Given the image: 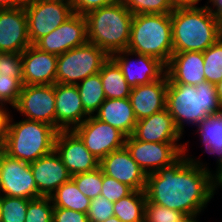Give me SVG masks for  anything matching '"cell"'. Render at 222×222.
Returning <instances> with one entry per match:
<instances>
[{
    "mask_svg": "<svg viewBox=\"0 0 222 222\" xmlns=\"http://www.w3.org/2000/svg\"><path fill=\"white\" fill-rule=\"evenodd\" d=\"M187 145L171 165L147 175L145 194L149 202L184 215L201 214L216 193V175L206 163L186 154Z\"/></svg>",
    "mask_w": 222,
    "mask_h": 222,
    "instance_id": "obj_1",
    "label": "cell"
},
{
    "mask_svg": "<svg viewBox=\"0 0 222 222\" xmlns=\"http://www.w3.org/2000/svg\"><path fill=\"white\" fill-rule=\"evenodd\" d=\"M166 109L183 135L186 124L198 125L210 115L222 111L215 84L204 81L196 86L173 84L168 79Z\"/></svg>",
    "mask_w": 222,
    "mask_h": 222,
    "instance_id": "obj_2",
    "label": "cell"
},
{
    "mask_svg": "<svg viewBox=\"0 0 222 222\" xmlns=\"http://www.w3.org/2000/svg\"><path fill=\"white\" fill-rule=\"evenodd\" d=\"M173 53L203 52L222 37V22L206 6L171 13Z\"/></svg>",
    "mask_w": 222,
    "mask_h": 222,
    "instance_id": "obj_3",
    "label": "cell"
},
{
    "mask_svg": "<svg viewBox=\"0 0 222 222\" xmlns=\"http://www.w3.org/2000/svg\"><path fill=\"white\" fill-rule=\"evenodd\" d=\"M84 16L89 43L100 47L109 56L127 49L134 15L123 3L115 2Z\"/></svg>",
    "mask_w": 222,
    "mask_h": 222,
    "instance_id": "obj_4",
    "label": "cell"
},
{
    "mask_svg": "<svg viewBox=\"0 0 222 222\" xmlns=\"http://www.w3.org/2000/svg\"><path fill=\"white\" fill-rule=\"evenodd\" d=\"M57 130L49 124L24 119L14 122L9 115L4 153L12 158L31 163L55 149Z\"/></svg>",
    "mask_w": 222,
    "mask_h": 222,
    "instance_id": "obj_5",
    "label": "cell"
},
{
    "mask_svg": "<svg viewBox=\"0 0 222 222\" xmlns=\"http://www.w3.org/2000/svg\"><path fill=\"white\" fill-rule=\"evenodd\" d=\"M127 50L155 57L167 65L173 54L170 13L134 15Z\"/></svg>",
    "mask_w": 222,
    "mask_h": 222,
    "instance_id": "obj_6",
    "label": "cell"
},
{
    "mask_svg": "<svg viewBox=\"0 0 222 222\" xmlns=\"http://www.w3.org/2000/svg\"><path fill=\"white\" fill-rule=\"evenodd\" d=\"M109 58L103 49L89 42L62 53L57 59L56 83L77 85L98 74Z\"/></svg>",
    "mask_w": 222,
    "mask_h": 222,
    "instance_id": "obj_7",
    "label": "cell"
},
{
    "mask_svg": "<svg viewBox=\"0 0 222 222\" xmlns=\"http://www.w3.org/2000/svg\"><path fill=\"white\" fill-rule=\"evenodd\" d=\"M24 9L31 44L51 33L74 14L70 4L55 1L26 0Z\"/></svg>",
    "mask_w": 222,
    "mask_h": 222,
    "instance_id": "obj_8",
    "label": "cell"
},
{
    "mask_svg": "<svg viewBox=\"0 0 222 222\" xmlns=\"http://www.w3.org/2000/svg\"><path fill=\"white\" fill-rule=\"evenodd\" d=\"M124 146L135 162L148 175L176 161L183 154L185 144L176 142H143L131 135L126 137Z\"/></svg>",
    "mask_w": 222,
    "mask_h": 222,
    "instance_id": "obj_9",
    "label": "cell"
},
{
    "mask_svg": "<svg viewBox=\"0 0 222 222\" xmlns=\"http://www.w3.org/2000/svg\"><path fill=\"white\" fill-rule=\"evenodd\" d=\"M73 131L99 161L112 151L121 149L125 145L126 136L122 132L97 119L94 115L89 116Z\"/></svg>",
    "mask_w": 222,
    "mask_h": 222,
    "instance_id": "obj_10",
    "label": "cell"
},
{
    "mask_svg": "<svg viewBox=\"0 0 222 222\" xmlns=\"http://www.w3.org/2000/svg\"><path fill=\"white\" fill-rule=\"evenodd\" d=\"M0 195L39 198L30 163L3 153L0 157Z\"/></svg>",
    "mask_w": 222,
    "mask_h": 222,
    "instance_id": "obj_11",
    "label": "cell"
},
{
    "mask_svg": "<svg viewBox=\"0 0 222 222\" xmlns=\"http://www.w3.org/2000/svg\"><path fill=\"white\" fill-rule=\"evenodd\" d=\"M54 84L23 85L17 104L13 107L27 120L39 121L56 129Z\"/></svg>",
    "mask_w": 222,
    "mask_h": 222,
    "instance_id": "obj_12",
    "label": "cell"
},
{
    "mask_svg": "<svg viewBox=\"0 0 222 222\" xmlns=\"http://www.w3.org/2000/svg\"><path fill=\"white\" fill-rule=\"evenodd\" d=\"M87 42L86 18L84 15L74 13L58 28L38 39L33 45L41 51L58 56Z\"/></svg>",
    "mask_w": 222,
    "mask_h": 222,
    "instance_id": "obj_13",
    "label": "cell"
},
{
    "mask_svg": "<svg viewBox=\"0 0 222 222\" xmlns=\"http://www.w3.org/2000/svg\"><path fill=\"white\" fill-rule=\"evenodd\" d=\"M133 55L138 59L131 60L129 56ZM110 58L118 65L131 88L159 80L166 74V65L149 55L133 53L126 49L111 54Z\"/></svg>",
    "mask_w": 222,
    "mask_h": 222,
    "instance_id": "obj_14",
    "label": "cell"
},
{
    "mask_svg": "<svg viewBox=\"0 0 222 222\" xmlns=\"http://www.w3.org/2000/svg\"><path fill=\"white\" fill-rule=\"evenodd\" d=\"M55 151L71 176L99 167L100 161L85 147L73 130H60L55 138Z\"/></svg>",
    "mask_w": 222,
    "mask_h": 222,
    "instance_id": "obj_15",
    "label": "cell"
},
{
    "mask_svg": "<svg viewBox=\"0 0 222 222\" xmlns=\"http://www.w3.org/2000/svg\"><path fill=\"white\" fill-rule=\"evenodd\" d=\"M99 166L103 174L127 184L133 190L145 191L147 175L125 146L106 155Z\"/></svg>",
    "mask_w": 222,
    "mask_h": 222,
    "instance_id": "obj_16",
    "label": "cell"
},
{
    "mask_svg": "<svg viewBox=\"0 0 222 222\" xmlns=\"http://www.w3.org/2000/svg\"><path fill=\"white\" fill-rule=\"evenodd\" d=\"M24 7L0 9V52L22 53L31 45Z\"/></svg>",
    "mask_w": 222,
    "mask_h": 222,
    "instance_id": "obj_17",
    "label": "cell"
},
{
    "mask_svg": "<svg viewBox=\"0 0 222 222\" xmlns=\"http://www.w3.org/2000/svg\"><path fill=\"white\" fill-rule=\"evenodd\" d=\"M23 85H50L56 83L58 56L41 51L31 44L22 53Z\"/></svg>",
    "mask_w": 222,
    "mask_h": 222,
    "instance_id": "obj_18",
    "label": "cell"
},
{
    "mask_svg": "<svg viewBox=\"0 0 222 222\" xmlns=\"http://www.w3.org/2000/svg\"><path fill=\"white\" fill-rule=\"evenodd\" d=\"M56 130H73L89 115L85 112L76 85L54 84Z\"/></svg>",
    "mask_w": 222,
    "mask_h": 222,
    "instance_id": "obj_19",
    "label": "cell"
},
{
    "mask_svg": "<svg viewBox=\"0 0 222 222\" xmlns=\"http://www.w3.org/2000/svg\"><path fill=\"white\" fill-rule=\"evenodd\" d=\"M30 167L40 197H50L57 188L72 177L55 149L31 162Z\"/></svg>",
    "mask_w": 222,
    "mask_h": 222,
    "instance_id": "obj_20",
    "label": "cell"
},
{
    "mask_svg": "<svg viewBox=\"0 0 222 222\" xmlns=\"http://www.w3.org/2000/svg\"><path fill=\"white\" fill-rule=\"evenodd\" d=\"M168 76L131 89L129 96L137 120L151 116L166 108Z\"/></svg>",
    "mask_w": 222,
    "mask_h": 222,
    "instance_id": "obj_21",
    "label": "cell"
},
{
    "mask_svg": "<svg viewBox=\"0 0 222 222\" xmlns=\"http://www.w3.org/2000/svg\"><path fill=\"white\" fill-rule=\"evenodd\" d=\"M132 136L143 142H177L182 134L168 110L152 114L137 121Z\"/></svg>",
    "mask_w": 222,
    "mask_h": 222,
    "instance_id": "obj_22",
    "label": "cell"
},
{
    "mask_svg": "<svg viewBox=\"0 0 222 222\" xmlns=\"http://www.w3.org/2000/svg\"><path fill=\"white\" fill-rule=\"evenodd\" d=\"M203 52L173 53L166 65V74L173 84L198 85L204 81Z\"/></svg>",
    "mask_w": 222,
    "mask_h": 222,
    "instance_id": "obj_23",
    "label": "cell"
},
{
    "mask_svg": "<svg viewBox=\"0 0 222 222\" xmlns=\"http://www.w3.org/2000/svg\"><path fill=\"white\" fill-rule=\"evenodd\" d=\"M94 116L118 129L126 137L133 134L138 121L129 98L106 99Z\"/></svg>",
    "mask_w": 222,
    "mask_h": 222,
    "instance_id": "obj_24",
    "label": "cell"
},
{
    "mask_svg": "<svg viewBox=\"0 0 222 222\" xmlns=\"http://www.w3.org/2000/svg\"><path fill=\"white\" fill-rule=\"evenodd\" d=\"M195 131L199 133L204 151L218 156L215 175H219L222 172V111L202 120Z\"/></svg>",
    "mask_w": 222,
    "mask_h": 222,
    "instance_id": "obj_25",
    "label": "cell"
},
{
    "mask_svg": "<svg viewBox=\"0 0 222 222\" xmlns=\"http://www.w3.org/2000/svg\"><path fill=\"white\" fill-rule=\"evenodd\" d=\"M99 74L106 99L129 98L132 88L111 58L103 64Z\"/></svg>",
    "mask_w": 222,
    "mask_h": 222,
    "instance_id": "obj_26",
    "label": "cell"
},
{
    "mask_svg": "<svg viewBox=\"0 0 222 222\" xmlns=\"http://www.w3.org/2000/svg\"><path fill=\"white\" fill-rule=\"evenodd\" d=\"M50 199L54 207L70 209L87 214L91 199L85 196L70 179L57 188Z\"/></svg>",
    "mask_w": 222,
    "mask_h": 222,
    "instance_id": "obj_27",
    "label": "cell"
},
{
    "mask_svg": "<svg viewBox=\"0 0 222 222\" xmlns=\"http://www.w3.org/2000/svg\"><path fill=\"white\" fill-rule=\"evenodd\" d=\"M145 191L133 190L113 204L114 216L122 222H144Z\"/></svg>",
    "mask_w": 222,
    "mask_h": 222,
    "instance_id": "obj_28",
    "label": "cell"
},
{
    "mask_svg": "<svg viewBox=\"0 0 222 222\" xmlns=\"http://www.w3.org/2000/svg\"><path fill=\"white\" fill-rule=\"evenodd\" d=\"M76 86L85 112L89 116H93L106 100L100 74L89 76L80 81Z\"/></svg>",
    "mask_w": 222,
    "mask_h": 222,
    "instance_id": "obj_29",
    "label": "cell"
},
{
    "mask_svg": "<svg viewBox=\"0 0 222 222\" xmlns=\"http://www.w3.org/2000/svg\"><path fill=\"white\" fill-rule=\"evenodd\" d=\"M203 57L205 79L217 85L222 80V37L203 51Z\"/></svg>",
    "mask_w": 222,
    "mask_h": 222,
    "instance_id": "obj_30",
    "label": "cell"
},
{
    "mask_svg": "<svg viewBox=\"0 0 222 222\" xmlns=\"http://www.w3.org/2000/svg\"><path fill=\"white\" fill-rule=\"evenodd\" d=\"M29 200L0 195L1 222H25Z\"/></svg>",
    "mask_w": 222,
    "mask_h": 222,
    "instance_id": "obj_31",
    "label": "cell"
},
{
    "mask_svg": "<svg viewBox=\"0 0 222 222\" xmlns=\"http://www.w3.org/2000/svg\"><path fill=\"white\" fill-rule=\"evenodd\" d=\"M133 15L167 14L175 8L171 0H120Z\"/></svg>",
    "mask_w": 222,
    "mask_h": 222,
    "instance_id": "obj_32",
    "label": "cell"
},
{
    "mask_svg": "<svg viewBox=\"0 0 222 222\" xmlns=\"http://www.w3.org/2000/svg\"><path fill=\"white\" fill-rule=\"evenodd\" d=\"M71 179L76 183L77 188L91 200L98 197L102 190V170L98 168L73 175Z\"/></svg>",
    "mask_w": 222,
    "mask_h": 222,
    "instance_id": "obj_33",
    "label": "cell"
},
{
    "mask_svg": "<svg viewBox=\"0 0 222 222\" xmlns=\"http://www.w3.org/2000/svg\"><path fill=\"white\" fill-rule=\"evenodd\" d=\"M54 206L50 197L30 199L25 222H53Z\"/></svg>",
    "mask_w": 222,
    "mask_h": 222,
    "instance_id": "obj_34",
    "label": "cell"
},
{
    "mask_svg": "<svg viewBox=\"0 0 222 222\" xmlns=\"http://www.w3.org/2000/svg\"><path fill=\"white\" fill-rule=\"evenodd\" d=\"M22 87L23 79L0 75V103H8L13 108L18 102Z\"/></svg>",
    "mask_w": 222,
    "mask_h": 222,
    "instance_id": "obj_35",
    "label": "cell"
},
{
    "mask_svg": "<svg viewBox=\"0 0 222 222\" xmlns=\"http://www.w3.org/2000/svg\"><path fill=\"white\" fill-rule=\"evenodd\" d=\"M183 215L177 210L151 203L148 200L145 203L144 222H177Z\"/></svg>",
    "mask_w": 222,
    "mask_h": 222,
    "instance_id": "obj_36",
    "label": "cell"
},
{
    "mask_svg": "<svg viewBox=\"0 0 222 222\" xmlns=\"http://www.w3.org/2000/svg\"><path fill=\"white\" fill-rule=\"evenodd\" d=\"M133 189L127 184L121 183L115 178L109 177L102 172L101 196H104L112 203L129 195Z\"/></svg>",
    "mask_w": 222,
    "mask_h": 222,
    "instance_id": "obj_37",
    "label": "cell"
},
{
    "mask_svg": "<svg viewBox=\"0 0 222 222\" xmlns=\"http://www.w3.org/2000/svg\"><path fill=\"white\" fill-rule=\"evenodd\" d=\"M113 204L101 195L92 199L87 212L89 222H104L109 217L114 216Z\"/></svg>",
    "mask_w": 222,
    "mask_h": 222,
    "instance_id": "obj_38",
    "label": "cell"
},
{
    "mask_svg": "<svg viewBox=\"0 0 222 222\" xmlns=\"http://www.w3.org/2000/svg\"><path fill=\"white\" fill-rule=\"evenodd\" d=\"M21 53H2L0 56V75L22 79Z\"/></svg>",
    "mask_w": 222,
    "mask_h": 222,
    "instance_id": "obj_39",
    "label": "cell"
},
{
    "mask_svg": "<svg viewBox=\"0 0 222 222\" xmlns=\"http://www.w3.org/2000/svg\"><path fill=\"white\" fill-rule=\"evenodd\" d=\"M120 0H74L72 7L74 13L86 15L90 11L113 4Z\"/></svg>",
    "mask_w": 222,
    "mask_h": 222,
    "instance_id": "obj_40",
    "label": "cell"
},
{
    "mask_svg": "<svg viewBox=\"0 0 222 222\" xmlns=\"http://www.w3.org/2000/svg\"><path fill=\"white\" fill-rule=\"evenodd\" d=\"M53 222H89V219L85 213L54 207Z\"/></svg>",
    "mask_w": 222,
    "mask_h": 222,
    "instance_id": "obj_41",
    "label": "cell"
},
{
    "mask_svg": "<svg viewBox=\"0 0 222 222\" xmlns=\"http://www.w3.org/2000/svg\"><path fill=\"white\" fill-rule=\"evenodd\" d=\"M5 107V104L0 103V136L6 135L7 122L10 115V112Z\"/></svg>",
    "mask_w": 222,
    "mask_h": 222,
    "instance_id": "obj_42",
    "label": "cell"
},
{
    "mask_svg": "<svg viewBox=\"0 0 222 222\" xmlns=\"http://www.w3.org/2000/svg\"><path fill=\"white\" fill-rule=\"evenodd\" d=\"M209 3L211 6L207 5ZM204 6H206L208 10L222 22V0H208Z\"/></svg>",
    "mask_w": 222,
    "mask_h": 222,
    "instance_id": "obj_43",
    "label": "cell"
},
{
    "mask_svg": "<svg viewBox=\"0 0 222 222\" xmlns=\"http://www.w3.org/2000/svg\"><path fill=\"white\" fill-rule=\"evenodd\" d=\"M26 0H0V9H15L24 7Z\"/></svg>",
    "mask_w": 222,
    "mask_h": 222,
    "instance_id": "obj_44",
    "label": "cell"
},
{
    "mask_svg": "<svg viewBox=\"0 0 222 222\" xmlns=\"http://www.w3.org/2000/svg\"><path fill=\"white\" fill-rule=\"evenodd\" d=\"M175 9L198 7L201 0H171Z\"/></svg>",
    "mask_w": 222,
    "mask_h": 222,
    "instance_id": "obj_45",
    "label": "cell"
},
{
    "mask_svg": "<svg viewBox=\"0 0 222 222\" xmlns=\"http://www.w3.org/2000/svg\"><path fill=\"white\" fill-rule=\"evenodd\" d=\"M199 214H187L183 215L177 222H198L197 217Z\"/></svg>",
    "mask_w": 222,
    "mask_h": 222,
    "instance_id": "obj_46",
    "label": "cell"
},
{
    "mask_svg": "<svg viewBox=\"0 0 222 222\" xmlns=\"http://www.w3.org/2000/svg\"><path fill=\"white\" fill-rule=\"evenodd\" d=\"M216 88H217V96L219 97V101L222 105V80L217 83Z\"/></svg>",
    "mask_w": 222,
    "mask_h": 222,
    "instance_id": "obj_47",
    "label": "cell"
},
{
    "mask_svg": "<svg viewBox=\"0 0 222 222\" xmlns=\"http://www.w3.org/2000/svg\"><path fill=\"white\" fill-rule=\"evenodd\" d=\"M217 189L220 187L222 189V172L216 176Z\"/></svg>",
    "mask_w": 222,
    "mask_h": 222,
    "instance_id": "obj_48",
    "label": "cell"
},
{
    "mask_svg": "<svg viewBox=\"0 0 222 222\" xmlns=\"http://www.w3.org/2000/svg\"><path fill=\"white\" fill-rule=\"evenodd\" d=\"M4 137L5 136H0V157L4 153Z\"/></svg>",
    "mask_w": 222,
    "mask_h": 222,
    "instance_id": "obj_49",
    "label": "cell"
},
{
    "mask_svg": "<svg viewBox=\"0 0 222 222\" xmlns=\"http://www.w3.org/2000/svg\"><path fill=\"white\" fill-rule=\"evenodd\" d=\"M104 222H122V221L119 220L116 216H112L106 219Z\"/></svg>",
    "mask_w": 222,
    "mask_h": 222,
    "instance_id": "obj_50",
    "label": "cell"
},
{
    "mask_svg": "<svg viewBox=\"0 0 222 222\" xmlns=\"http://www.w3.org/2000/svg\"><path fill=\"white\" fill-rule=\"evenodd\" d=\"M45 1L62 2V3L70 4L72 6L74 0H45Z\"/></svg>",
    "mask_w": 222,
    "mask_h": 222,
    "instance_id": "obj_51",
    "label": "cell"
}]
</instances>
